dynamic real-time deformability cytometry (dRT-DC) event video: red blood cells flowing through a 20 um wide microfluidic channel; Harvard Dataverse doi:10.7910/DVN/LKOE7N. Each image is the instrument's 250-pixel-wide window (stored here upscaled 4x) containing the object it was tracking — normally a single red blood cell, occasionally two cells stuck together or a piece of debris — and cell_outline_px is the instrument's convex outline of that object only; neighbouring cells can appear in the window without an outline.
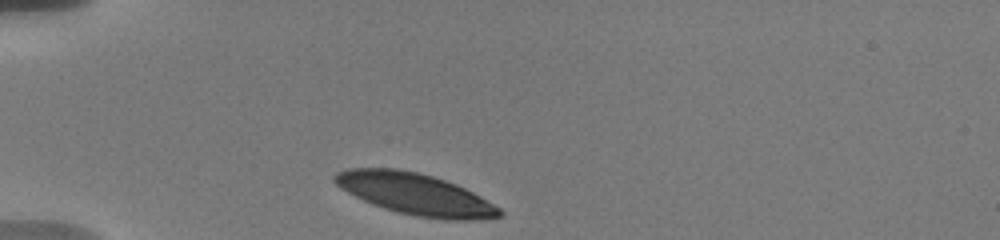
{"species": "human", "species_latin": "Homo sapiens", "temperature_condition": "warm", "stored_images_in_passage": 7, "camera_frame_rate_fps": 3000, "um_per_image_px": 0.085, "donor": {"sex": "male"}, "frame": {"image": 1, "passage_image": 1, "time_ms": 0.0, "image_size_px": [1000, 240], "cell_outline_px": [[504, 212], [500, 216], [472, 220], [444, 220], [416, 216], [396, 212], [372, 204], [340, 188], [332, 180], [332, 176], [336, 172], [348, 168], [396, 168], [416, 172], [432, 176], [456, 184], [472, 192], [500, 208]], "centroid_in_image_um": [35.26, 16.49], "position_along_channel_um": 49.7, "area_um2": 39.65}}